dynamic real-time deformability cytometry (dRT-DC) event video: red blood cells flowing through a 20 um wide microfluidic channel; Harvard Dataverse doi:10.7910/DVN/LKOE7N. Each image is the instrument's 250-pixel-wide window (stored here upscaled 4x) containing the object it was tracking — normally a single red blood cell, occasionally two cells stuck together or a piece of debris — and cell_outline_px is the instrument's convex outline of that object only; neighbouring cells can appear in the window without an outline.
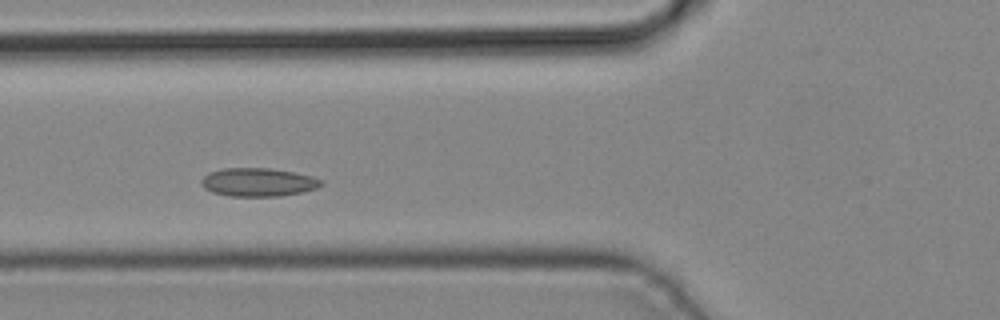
{"species": "common noctule bat (a hibernating species)", "species_latin": "Nyctalus noctula", "temperature_condition": "cold", "stored_images_in_passage": 4, "camera_frame_rate_fps": 3000, "um_per_image_px": 0.085, "animal": {"sex": "male", "body_mass_g": 19.2, "forearm_length_mm": 51.8}, "frame": {"image": 1, "passage_image": 3, "time_ms": 0.667, "image_size_px": [1000, 320], "cell_outline_px": [[324, 184], [316, 188], [304, 192], [280, 196], [228, 196], [212, 192], [204, 188], [200, 184], [200, 180], [208, 172], [224, 168], [268, 168], [292, 172], [312, 176], [324, 180]], "centroid_in_image_um": [21.94, 15.49], "position_along_channel_um": 103.9, "area_um2": 20.0}}
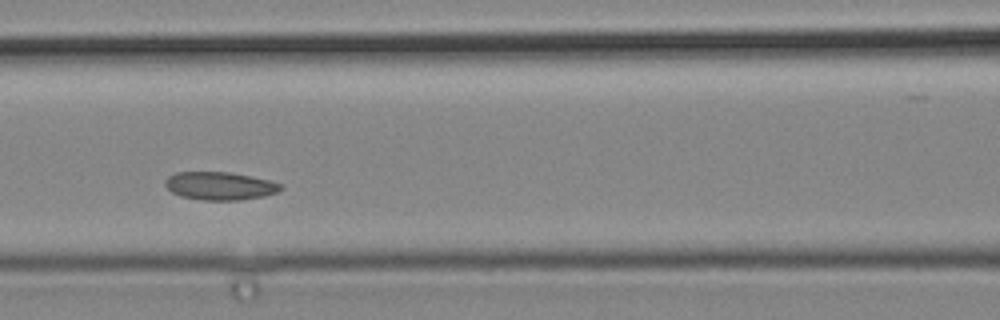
{"frame": {"image": 2, "passage_image": 4, "time_ms": 1.0, "image_size_px": [1000, 320], "cell_outline_px": [[284, 188], [276, 192], [264, 196], [240, 200], [204, 200], [180, 196], [172, 192], [164, 184], [164, 180], [168, 176], [176, 172], [228, 172], [252, 176], [284, 184]], "centroid_in_image_um": [18.7, 15.8], "position_along_channel_um": 147.9, "area_um2": 18.96}}